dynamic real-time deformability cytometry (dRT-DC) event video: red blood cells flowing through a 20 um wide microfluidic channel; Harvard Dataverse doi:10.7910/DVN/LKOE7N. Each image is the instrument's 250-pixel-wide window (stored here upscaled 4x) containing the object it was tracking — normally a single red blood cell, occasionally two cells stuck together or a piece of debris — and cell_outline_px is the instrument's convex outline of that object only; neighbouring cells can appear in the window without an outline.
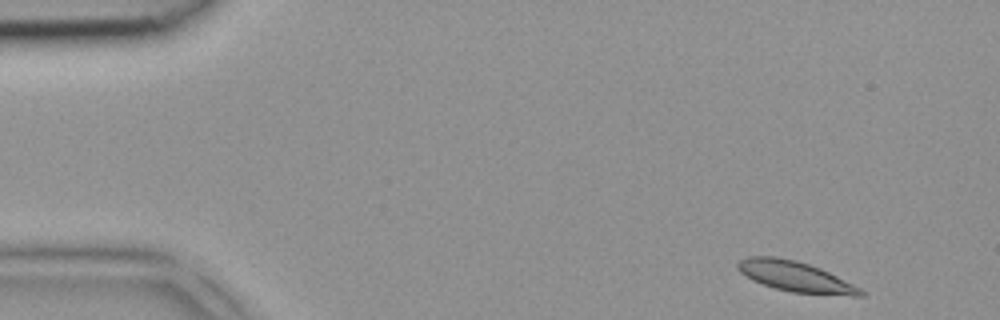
{"species": "common noctule bat (a hibernating species)", "species_latin": "Nyctalus noctula", "temperature_condition": "room temperature", "stored_images_in_passage": 4, "segment_of_instrument_passage": [1, 2], "camera_frame_rate_fps": 3000, "um_per_image_px": 0.085, "animal": {"sex": "female", "body_mass_g": 18.4}, "frame": {"image": 1, "passage_image": 1, "time_ms": 0.0, "image_size_px": [1000, 320], "cell_outline_px": [[864, 296], [852, 296], [792, 292], [776, 288], [752, 280], [740, 272], [736, 268], [736, 264], [740, 260], [748, 256], [776, 256], [796, 260], [820, 268], [860, 288], [864, 292]], "centroid_in_image_um": [67.57, 23.49], "position_along_channel_um": 17.4, "area_um2": 21.56}}